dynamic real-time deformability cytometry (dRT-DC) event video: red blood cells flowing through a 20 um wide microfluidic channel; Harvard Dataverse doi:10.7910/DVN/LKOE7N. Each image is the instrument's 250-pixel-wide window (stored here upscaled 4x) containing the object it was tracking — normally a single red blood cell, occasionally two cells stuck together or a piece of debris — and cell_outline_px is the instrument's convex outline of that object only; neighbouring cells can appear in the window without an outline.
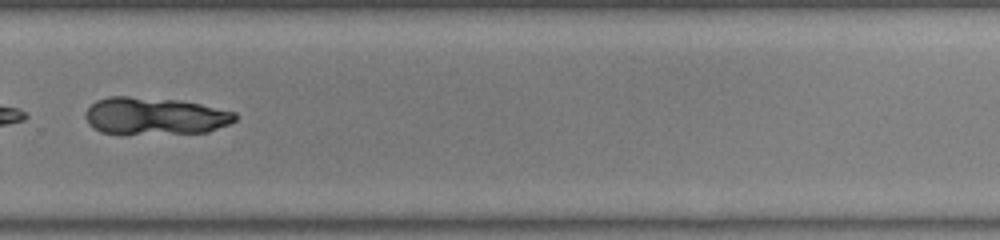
{"species": "common noctule bat (a hibernating species)", "species_latin": "Nyctalus noctula", "temperature_condition": "warm", "stored_images_in_passage": 45, "camera_frame_rate_fps": 3000, "um_per_image_px": 0.085, "animal": {"sex": "male", "body_mass_g": 19.0, "forearm_length_mm": 50.8}, "frame": {"image": 1, "passage_image": 32, "time_ms": 10.333, "image_size_px": [1000, 240], "cell_outline_px": [[236, 120], [228, 124], [208, 132], [100, 132], [92, 128], [88, 124], [84, 116], [84, 112], [96, 100], [108, 96], [128, 96], [180, 100], [200, 104], [236, 112]], "centroid_in_image_um": [13.13, 9.83], "position_along_channel_um": 316.7, "area_um2": 31.96}}